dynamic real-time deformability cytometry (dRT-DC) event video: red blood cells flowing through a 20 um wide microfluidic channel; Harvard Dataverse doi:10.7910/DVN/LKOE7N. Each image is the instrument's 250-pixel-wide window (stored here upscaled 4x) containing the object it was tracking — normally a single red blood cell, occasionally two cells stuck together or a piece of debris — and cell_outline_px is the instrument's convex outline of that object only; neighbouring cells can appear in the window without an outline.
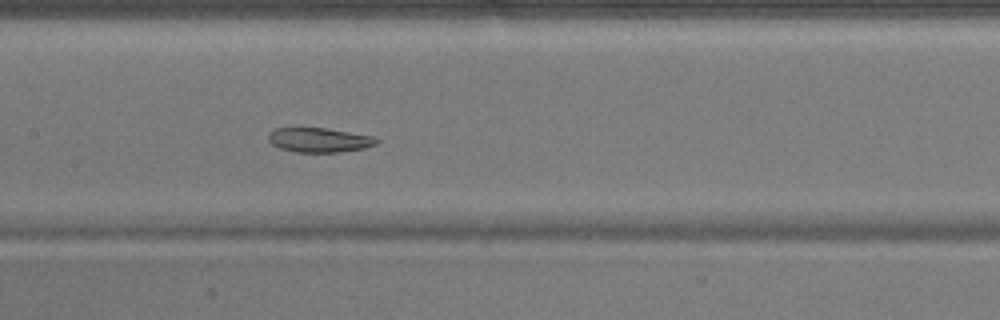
{"species": "common noctule bat (a hibernating species)", "species_latin": "Nyctalus noctula", "temperature_condition": "warm", "stored_images_in_passage": 51, "camera_frame_rate_fps": 3000, "um_per_image_px": 0.085, "animal": {"sex": "male", "body_mass_g": 17.9}, "frame": {"image": 1, "passage_image": 24, "time_ms": 7.667, "image_size_px": [1000, 320], "cell_outline_px": [[380, 140], [376, 144], [364, 148], [340, 152], [292, 152], [280, 148], [272, 144], [268, 140], [268, 132], [272, 128], [328, 128], [376, 136]], "centroid_in_image_um": [27.14, 11.89], "position_along_channel_um": 180.3, "area_um2": 15.72}}
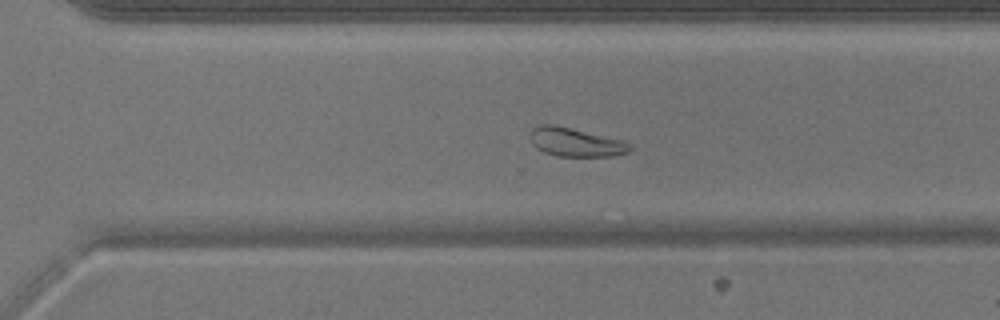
{"frame": {"image": 2, "passage_image": 35, "time_ms": 11.333, "image_size_px": [1000, 320], "cell_outline_px": [[632, 148], [628, 152], [612, 156], [556, 156], [544, 152], [536, 148], [532, 144], [532, 128], [540, 124], [552, 124], [624, 140], [632, 144]], "centroid_in_image_um": [48.95, 12.09], "position_along_channel_um": 321.6, "area_um2": 16.59}}
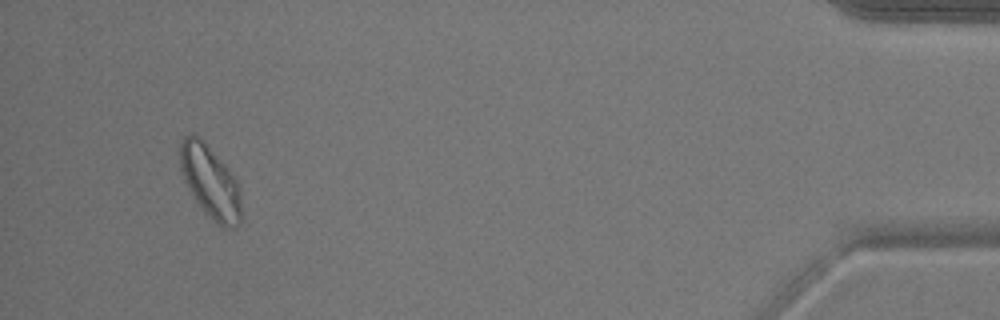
{"frame": {"image": 3, "passage_image": 48, "time_ms": 15.667, "image_size_px": [1000, 320], "cell_outline_px": [[240, 220], [232, 228], [224, 228], [212, 220], [204, 212], [188, 188], [184, 180], [180, 168], [180, 140], [184, 136], [192, 132], [204, 140], [228, 168], [236, 180], [240, 188]], "centroid_in_image_um": [17.85, 15.41], "position_along_channel_um": 417.4, "area_um2": 25.89}}